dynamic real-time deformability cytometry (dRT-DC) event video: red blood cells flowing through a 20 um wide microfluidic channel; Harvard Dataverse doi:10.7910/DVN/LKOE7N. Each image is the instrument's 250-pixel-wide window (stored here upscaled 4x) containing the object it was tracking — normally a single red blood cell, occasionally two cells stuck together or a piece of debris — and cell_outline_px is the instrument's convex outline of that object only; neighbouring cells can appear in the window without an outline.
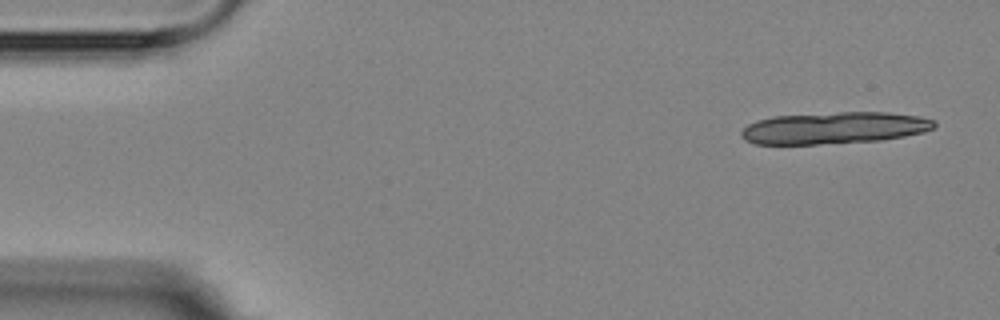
{"species": "Egyptian fruit bat (a non-hibernating species)", "species_latin": "Rousettus aegyptiacus", "temperature_condition": "room temperature", "stored_images_in_passage": 4, "camera_frame_rate_fps": 3000, "um_per_image_px": 0.085, "animal": {"sex": "female"}, "frame": {"image": 1, "passage_image": 1, "time_ms": 0.0, "image_size_px": [1000, 320], "cell_outline_px": [[936, 124], [932, 128], [924, 132], [904, 136], [880, 140], [820, 144], [756, 144], [744, 140], [740, 136], [740, 132], [748, 124], [756, 120], [772, 116], [840, 112], [888, 112], [920, 116], [936, 120]], "centroid_in_image_um": [70.89, 10.87], "position_along_channel_um": 14.1, "area_um2": 35.95}}
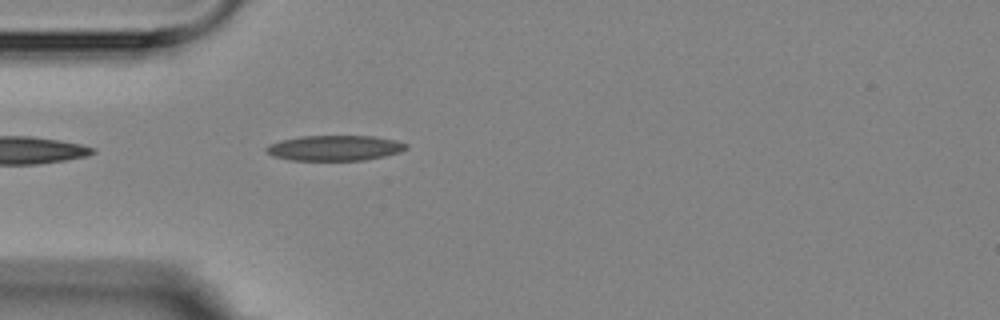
{"frame": {"image": 2, "passage_image": 4, "time_ms": 4.333, "image_size_px": [1000, 320], "cell_outline_px": [[408, 148], [400, 152], [384, 156], [364, 160], [288, 160], [272, 156], [264, 152], [264, 148], [268, 144], [280, 140], [300, 136], [372, 136], [396, 140], [408, 144]], "centroid_in_image_um": [28.4, 12.58], "position_along_channel_um": 56.6, "area_um2": 20.87}}